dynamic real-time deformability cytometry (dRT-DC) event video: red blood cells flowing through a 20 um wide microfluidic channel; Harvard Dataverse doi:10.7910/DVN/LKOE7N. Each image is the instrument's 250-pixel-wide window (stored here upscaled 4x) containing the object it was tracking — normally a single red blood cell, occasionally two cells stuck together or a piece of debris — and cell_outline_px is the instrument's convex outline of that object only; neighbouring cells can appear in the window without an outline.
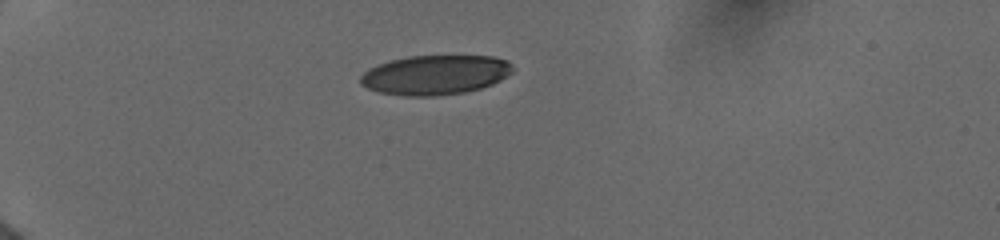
{"species": "human", "species_latin": "Homo sapiens", "temperature_condition": "cold", "stored_images_in_passage": 7, "camera_frame_rate_fps": 3000, "um_per_image_px": 0.085, "donor": {"sex": "female"}, "frame": {"image": 1, "passage_image": 1, "time_ms": 0.0, "image_size_px": [1000, 240], "cell_outline_px": [[512, 72], [500, 80], [492, 84], [480, 88], [464, 92], [432, 96], [400, 96], [380, 92], [368, 88], [360, 84], [360, 76], [368, 68], [392, 60], [408, 56], [492, 56], [504, 60], [512, 64]], "centroid_in_image_um": [36.96, 6.37], "position_along_channel_um": 48.0, "area_um2": 34.91}}